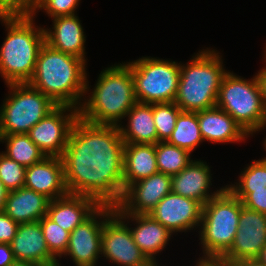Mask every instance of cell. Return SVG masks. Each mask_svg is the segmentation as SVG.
<instances>
[{
  "label": "cell",
  "instance_id": "obj_1",
  "mask_svg": "<svg viewBox=\"0 0 266 266\" xmlns=\"http://www.w3.org/2000/svg\"><path fill=\"white\" fill-rule=\"evenodd\" d=\"M61 159L68 193L93 199L99 206L121 204L124 140L118 126L92 124L79 117Z\"/></svg>",
  "mask_w": 266,
  "mask_h": 266
},
{
  "label": "cell",
  "instance_id": "obj_2",
  "mask_svg": "<svg viewBox=\"0 0 266 266\" xmlns=\"http://www.w3.org/2000/svg\"><path fill=\"white\" fill-rule=\"evenodd\" d=\"M85 60L60 52L44 43L28 84L49 97L56 105L79 109L91 90Z\"/></svg>",
  "mask_w": 266,
  "mask_h": 266
},
{
  "label": "cell",
  "instance_id": "obj_3",
  "mask_svg": "<svg viewBox=\"0 0 266 266\" xmlns=\"http://www.w3.org/2000/svg\"><path fill=\"white\" fill-rule=\"evenodd\" d=\"M94 85L79 108V117L92 124L119 126L137 103L130 66L122 62L103 69Z\"/></svg>",
  "mask_w": 266,
  "mask_h": 266
},
{
  "label": "cell",
  "instance_id": "obj_4",
  "mask_svg": "<svg viewBox=\"0 0 266 266\" xmlns=\"http://www.w3.org/2000/svg\"><path fill=\"white\" fill-rule=\"evenodd\" d=\"M34 16L0 17L7 36L0 47V74L7 84L28 83L32 78L45 35Z\"/></svg>",
  "mask_w": 266,
  "mask_h": 266
},
{
  "label": "cell",
  "instance_id": "obj_5",
  "mask_svg": "<svg viewBox=\"0 0 266 266\" xmlns=\"http://www.w3.org/2000/svg\"><path fill=\"white\" fill-rule=\"evenodd\" d=\"M214 49H202L187 64L180 63V78L174 103L182 111L197 112L216 107L224 75L222 56Z\"/></svg>",
  "mask_w": 266,
  "mask_h": 266
},
{
  "label": "cell",
  "instance_id": "obj_6",
  "mask_svg": "<svg viewBox=\"0 0 266 266\" xmlns=\"http://www.w3.org/2000/svg\"><path fill=\"white\" fill-rule=\"evenodd\" d=\"M243 203L226 186L202 206L199 239L202 258L220 259L231 247L238 231Z\"/></svg>",
  "mask_w": 266,
  "mask_h": 266
},
{
  "label": "cell",
  "instance_id": "obj_7",
  "mask_svg": "<svg viewBox=\"0 0 266 266\" xmlns=\"http://www.w3.org/2000/svg\"><path fill=\"white\" fill-rule=\"evenodd\" d=\"M216 107L228 113L249 136L265 128L266 106L257 75L249 80L228 70L221 81Z\"/></svg>",
  "mask_w": 266,
  "mask_h": 266
},
{
  "label": "cell",
  "instance_id": "obj_8",
  "mask_svg": "<svg viewBox=\"0 0 266 266\" xmlns=\"http://www.w3.org/2000/svg\"><path fill=\"white\" fill-rule=\"evenodd\" d=\"M9 93L0 107V136L27 134L57 105L28 83L7 84Z\"/></svg>",
  "mask_w": 266,
  "mask_h": 266
},
{
  "label": "cell",
  "instance_id": "obj_9",
  "mask_svg": "<svg viewBox=\"0 0 266 266\" xmlns=\"http://www.w3.org/2000/svg\"><path fill=\"white\" fill-rule=\"evenodd\" d=\"M127 64L131 68L138 103L175 101L180 78V63L147 56Z\"/></svg>",
  "mask_w": 266,
  "mask_h": 266
},
{
  "label": "cell",
  "instance_id": "obj_10",
  "mask_svg": "<svg viewBox=\"0 0 266 266\" xmlns=\"http://www.w3.org/2000/svg\"><path fill=\"white\" fill-rule=\"evenodd\" d=\"M70 112V113H69ZM79 109L57 105L27 133L46 157H62Z\"/></svg>",
  "mask_w": 266,
  "mask_h": 266
},
{
  "label": "cell",
  "instance_id": "obj_11",
  "mask_svg": "<svg viewBox=\"0 0 266 266\" xmlns=\"http://www.w3.org/2000/svg\"><path fill=\"white\" fill-rule=\"evenodd\" d=\"M113 212L112 207L100 206L87 220L78 225L70 233L68 247L63 256H69L76 266H97L101 257L103 225Z\"/></svg>",
  "mask_w": 266,
  "mask_h": 266
},
{
  "label": "cell",
  "instance_id": "obj_12",
  "mask_svg": "<svg viewBox=\"0 0 266 266\" xmlns=\"http://www.w3.org/2000/svg\"><path fill=\"white\" fill-rule=\"evenodd\" d=\"M128 223L114 211L102 229L101 257L118 266H137L149 260L135 244Z\"/></svg>",
  "mask_w": 266,
  "mask_h": 266
},
{
  "label": "cell",
  "instance_id": "obj_13",
  "mask_svg": "<svg viewBox=\"0 0 266 266\" xmlns=\"http://www.w3.org/2000/svg\"><path fill=\"white\" fill-rule=\"evenodd\" d=\"M265 246L266 214L243 205L234 241L220 259L231 264L247 259H257Z\"/></svg>",
  "mask_w": 266,
  "mask_h": 266
},
{
  "label": "cell",
  "instance_id": "obj_14",
  "mask_svg": "<svg viewBox=\"0 0 266 266\" xmlns=\"http://www.w3.org/2000/svg\"><path fill=\"white\" fill-rule=\"evenodd\" d=\"M148 214L175 234L200 226L202 205L194 199L170 192Z\"/></svg>",
  "mask_w": 266,
  "mask_h": 266
},
{
  "label": "cell",
  "instance_id": "obj_15",
  "mask_svg": "<svg viewBox=\"0 0 266 266\" xmlns=\"http://www.w3.org/2000/svg\"><path fill=\"white\" fill-rule=\"evenodd\" d=\"M171 192V176L156 173L131 184L124 192L116 213L148 214Z\"/></svg>",
  "mask_w": 266,
  "mask_h": 266
},
{
  "label": "cell",
  "instance_id": "obj_16",
  "mask_svg": "<svg viewBox=\"0 0 266 266\" xmlns=\"http://www.w3.org/2000/svg\"><path fill=\"white\" fill-rule=\"evenodd\" d=\"M24 187L41 193L50 200L67 195L62 159L45 157L42 161L26 167Z\"/></svg>",
  "mask_w": 266,
  "mask_h": 266
},
{
  "label": "cell",
  "instance_id": "obj_17",
  "mask_svg": "<svg viewBox=\"0 0 266 266\" xmlns=\"http://www.w3.org/2000/svg\"><path fill=\"white\" fill-rule=\"evenodd\" d=\"M210 171L209 166L203 160H192L182 171L171 176V192L194 199L202 206L205 205L225 188L222 186L213 193L209 191L212 185L211 175H213Z\"/></svg>",
  "mask_w": 266,
  "mask_h": 266
},
{
  "label": "cell",
  "instance_id": "obj_18",
  "mask_svg": "<svg viewBox=\"0 0 266 266\" xmlns=\"http://www.w3.org/2000/svg\"><path fill=\"white\" fill-rule=\"evenodd\" d=\"M52 22V30L43 27L45 43L60 52L86 61V35L77 14L55 17Z\"/></svg>",
  "mask_w": 266,
  "mask_h": 266
},
{
  "label": "cell",
  "instance_id": "obj_19",
  "mask_svg": "<svg viewBox=\"0 0 266 266\" xmlns=\"http://www.w3.org/2000/svg\"><path fill=\"white\" fill-rule=\"evenodd\" d=\"M10 246L16 260L37 265L58 260L48 249L39 221L19 224Z\"/></svg>",
  "mask_w": 266,
  "mask_h": 266
},
{
  "label": "cell",
  "instance_id": "obj_20",
  "mask_svg": "<svg viewBox=\"0 0 266 266\" xmlns=\"http://www.w3.org/2000/svg\"><path fill=\"white\" fill-rule=\"evenodd\" d=\"M122 219L133 221L135 227L130 226L135 244L148 257L156 259V255L166 247L172 237V232L149 214L117 213Z\"/></svg>",
  "mask_w": 266,
  "mask_h": 266
},
{
  "label": "cell",
  "instance_id": "obj_21",
  "mask_svg": "<svg viewBox=\"0 0 266 266\" xmlns=\"http://www.w3.org/2000/svg\"><path fill=\"white\" fill-rule=\"evenodd\" d=\"M100 206L83 195L70 194L50 200L47 216L71 233L87 220Z\"/></svg>",
  "mask_w": 266,
  "mask_h": 266
},
{
  "label": "cell",
  "instance_id": "obj_22",
  "mask_svg": "<svg viewBox=\"0 0 266 266\" xmlns=\"http://www.w3.org/2000/svg\"><path fill=\"white\" fill-rule=\"evenodd\" d=\"M197 118L204 141L237 143L250 137L228 113L218 107L197 111Z\"/></svg>",
  "mask_w": 266,
  "mask_h": 266
},
{
  "label": "cell",
  "instance_id": "obj_23",
  "mask_svg": "<svg viewBox=\"0 0 266 266\" xmlns=\"http://www.w3.org/2000/svg\"><path fill=\"white\" fill-rule=\"evenodd\" d=\"M50 199L25 187L7 193L3 211L18 224L39 221L47 215Z\"/></svg>",
  "mask_w": 266,
  "mask_h": 266
},
{
  "label": "cell",
  "instance_id": "obj_24",
  "mask_svg": "<svg viewBox=\"0 0 266 266\" xmlns=\"http://www.w3.org/2000/svg\"><path fill=\"white\" fill-rule=\"evenodd\" d=\"M155 144L124 143L123 186L126 190L131 184L158 173Z\"/></svg>",
  "mask_w": 266,
  "mask_h": 266
},
{
  "label": "cell",
  "instance_id": "obj_25",
  "mask_svg": "<svg viewBox=\"0 0 266 266\" xmlns=\"http://www.w3.org/2000/svg\"><path fill=\"white\" fill-rule=\"evenodd\" d=\"M128 125L118 126L124 143L156 144L157 131L153 118V104L136 103L126 114Z\"/></svg>",
  "mask_w": 266,
  "mask_h": 266
},
{
  "label": "cell",
  "instance_id": "obj_26",
  "mask_svg": "<svg viewBox=\"0 0 266 266\" xmlns=\"http://www.w3.org/2000/svg\"><path fill=\"white\" fill-rule=\"evenodd\" d=\"M203 141L197 112L181 111L177 117L175 128L166 142L191 153Z\"/></svg>",
  "mask_w": 266,
  "mask_h": 266
},
{
  "label": "cell",
  "instance_id": "obj_27",
  "mask_svg": "<svg viewBox=\"0 0 266 266\" xmlns=\"http://www.w3.org/2000/svg\"><path fill=\"white\" fill-rule=\"evenodd\" d=\"M0 142L6 143V151L3 153L25 167L32 166L46 157L28 134L3 135L0 136Z\"/></svg>",
  "mask_w": 266,
  "mask_h": 266
},
{
  "label": "cell",
  "instance_id": "obj_28",
  "mask_svg": "<svg viewBox=\"0 0 266 266\" xmlns=\"http://www.w3.org/2000/svg\"><path fill=\"white\" fill-rule=\"evenodd\" d=\"M239 181L226 187L241 201L253 190L265 189L266 187V160H253L250 165L241 171Z\"/></svg>",
  "mask_w": 266,
  "mask_h": 266
},
{
  "label": "cell",
  "instance_id": "obj_29",
  "mask_svg": "<svg viewBox=\"0 0 266 266\" xmlns=\"http://www.w3.org/2000/svg\"><path fill=\"white\" fill-rule=\"evenodd\" d=\"M155 154L158 171L170 176L178 174L193 160L189 151L167 142L156 143Z\"/></svg>",
  "mask_w": 266,
  "mask_h": 266
},
{
  "label": "cell",
  "instance_id": "obj_30",
  "mask_svg": "<svg viewBox=\"0 0 266 266\" xmlns=\"http://www.w3.org/2000/svg\"><path fill=\"white\" fill-rule=\"evenodd\" d=\"M181 111L174 102L153 104V118L158 142H166L169 139Z\"/></svg>",
  "mask_w": 266,
  "mask_h": 266
},
{
  "label": "cell",
  "instance_id": "obj_31",
  "mask_svg": "<svg viewBox=\"0 0 266 266\" xmlns=\"http://www.w3.org/2000/svg\"><path fill=\"white\" fill-rule=\"evenodd\" d=\"M39 222L49 251L60 260L67 250L70 233L47 215L43 216Z\"/></svg>",
  "mask_w": 266,
  "mask_h": 266
},
{
  "label": "cell",
  "instance_id": "obj_32",
  "mask_svg": "<svg viewBox=\"0 0 266 266\" xmlns=\"http://www.w3.org/2000/svg\"><path fill=\"white\" fill-rule=\"evenodd\" d=\"M25 172V166L0 153V180L8 192L24 187Z\"/></svg>",
  "mask_w": 266,
  "mask_h": 266
},
{
  "label": "cell",
  "instance_id": "obj_33",
  "mask_svg": "<svg viewBox=\"0 0 266 266\" xmlns=\"http://www.w3.org/2000/svg\"><path fill=\"white\" fill-rule=\"evenodd\" d=\"M80 0H38L34 4L32 15L38 10H43L50 18L74 15Z\"/></svg>",
  "mask_w": 266,
  "mask_h": 266
},
{
  "label": "cell",
  "instance_id": "obj_34",
  "mask_svg": "<svg viewBox=\"0 0 266 266\" xmlns=\"http://www.w3.org/2000/svg\"><path fill=\"white\" fill-rule=\"evenodd\" d=\"M33 0H0V17L32 15Z\"/></svg>",
  "mask_w": 266,
  "mask_h": 266
},
{
  "label": "cell",
  "instance_id": "obj_35",
  "mask_svg": "<svg viewBox=\"0 0 266 266\" xmlns=\"http://www.w3.org/2000/svg\"><path fill=\"white\" fill-rule=\"evenodd\" d=\"M18 225L4 211H0V243L10 244L16 235Z\"/></svg>",
  "mask_w": 266,
  "mask_h": 266
},
{
  "label": "cell",
  "instance_id": "obj_36",
  "mask_svg": "<svg viewBox=\"0 0 266 266\" xmlns=\"http://www.w3.org/2000/svg\"><path fill=\"white\" fill-rule=\"evenodd\" d=\"M242 203L251 210L266 214V187L265 189L253 190Z\"/></svg>",
  "mask_w": 266,
  "mask_h": 266
},
{
  "label": "cell",
  "instance_id": "obj_37",
  "mask_svg": "<svg viewBox=\"0 0 266 266\" xmlns=\"http://www.w3.org/2000/svg\"><path fill=\"white\" fill-rule=\"evenodd\" d=\"M15 260L10 244L0 243V266H9Z\"/></svg>",
  "mask_w": 266,
  "mask_h": 266
},
{
  "label": "cell",
  "instance_id": "obj_38",
  "mask_svg": "<svg viewBox=\"0 0 266 266\" xmlns=\"http://www.w3.org/2000/svg\"><path fill=\"white\" fill-rule=\"evenodd\" d=\"M195 266H232V264L218 258L200 257Z\"/></svg>",
  "mask_w": 266,
  "mask_h": 266
},
{
  "label": "cell",
  "instance_id": "obj_39",
  "mask_svg": "<svg viewBox=\"0 0 266 266\" xmlns=\"http://www.w3.org/2000/svg\"><path fill=\"white\" fill-rule=\"evenodd\" d=\"M265 57V63H266V54H263ZM257 77L261 86V91L264 99V103L266 106V66L262 69H260L257 73Z\"/></svg>",
  "mask_w": 266,
  "mask_h": 266
},
{
  "label": "cell",
  "instance_id": "obj_40",
  "mask_svg": "<svg viewBox=\"0 0 266 266\" xmlns=\"http://www.w3.org/2000/svg\"><path fill=\"white\" fill-rule=\"evenodd\" d=\"M232 266H265L258 259H247L233 263Z\"/></svg>",
  "mask_w": 266,
  "mask_h": 266
},
{
  "label": "cell",
  "instance_id": "obj_41",
  "mask_svg": "<svg viewBox=\"0 0 266 266\" xmlns=\"http://www.w3.org/2000/svg\"><path fill=\"white\" fill-rule=\"evenodd\" d=\"M8 191L0 180V211H3Z\"/></svg>",
  "mask_w": 266,
  "mask_h": 266
},
{
  "label": "cell",
  "instance_id": "obj_42",
  "mask_svg": "<svg viewBox=\"0 0 266 266\" xmlns=\"http://www.w3.org/2000/svg\"><path fill=\"white\" fill-rule=\"evenodd\" d=\"M9 266H38L37 264L26 262L22 260H15L11 265Z\"/></svg>",
  "mask_w": 266,
  "mask_h": 266
},
{
  "label": "cell",
  "instance_id": "obj_43",
  "mask_svg": "<svg viewBox=\"0 0 266 266\" xmlns=\"http://www.w3.org/2000/svg\"><path fill=\"white\" fill-rule=\"evenodd\" d=\"M257 259L266 266V246L262 249Z\"/></svg>",
  "mask_w": 266,
  "mask_h": 266
},
{
  "label": "cell",
  "instance_id": "obj_44",
  "mask_svg": "<svg viewBox=\"0 0 266 266\" xmlns=\"http://www.w3.org/2000/svg\"><path fill=\"white\" fill-rule=\"evenodd\" d=\"M158 261L156 259H149L145 263L137 266H159L160 264L157 263Z\"/></svg>",
  "mask_w": 266,
  "mask_h": 266
},
{
  "label": "cell",
  "instance_id": "obj_45",
  "mask_svg": "<svg viewBox=\"0 0 266 266\" xmlns=\"http://www.w3.org/2000/svg\"><path fill=\"white\" fill-rule=\"evenodd\" d=\"M61 262L59 263L58 260L51 262V263H47V264H42V265H38V266H60Z\"/></svg>",
  "mask_w": 266,
  "mask_h": 266
},
{
  "label": "cell",
  "instance_id": "obj_46",
  "mask_svg": "<svg viewBox=\"0 0 266 266\" xmlns=\"http://www.w3.org/2000/svg\"><path fill=\"white\" fill-rule=\"evenodd\" d=\"M265 127H266V125H265ZM263 145H264V149H265V151H266V138H265V140H264V142H263ZM264 159L266 160V157H264Z\"/></svg>",
  "mask_w": 266,
  "mask_h": 266
}]
</instances>
